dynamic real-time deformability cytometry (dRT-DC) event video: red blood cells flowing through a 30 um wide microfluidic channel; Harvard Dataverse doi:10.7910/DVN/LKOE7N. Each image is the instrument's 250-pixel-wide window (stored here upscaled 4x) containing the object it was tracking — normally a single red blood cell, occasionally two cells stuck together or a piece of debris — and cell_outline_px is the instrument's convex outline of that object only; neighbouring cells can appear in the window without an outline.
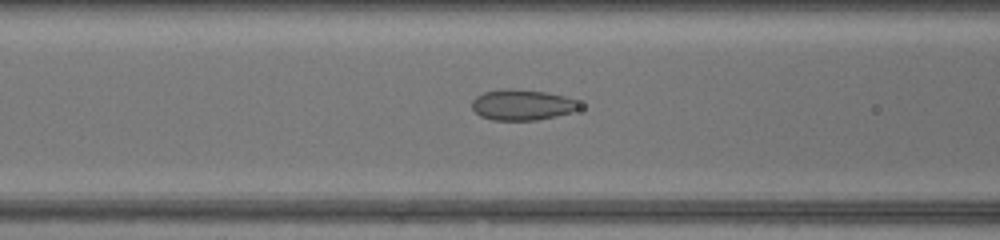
{"species": "common noctule bat (a hibernating species)", "species_latin": "Nyctalus noctula", "temperature_condition": "warm", "stored_images_in_passage": 31, "camera_frame_rate_fps": 3000, "um_per_image_px": 0.085, "animal": {"sex": "female", "body_mass_g": 17.0, "forearm_length_mm": 48.0}, "frame": {"image": 1, "passage_image": 6, "time_ms": 1.667, "image_size_px": [1000, 240], "cell_outline_px": [[580, 108], [572, 112], [556, 116], [536, 120], [492, 120], [480, 116], [472, 108], [472, 100], [476, 96], [484, 92], [508, 88], [544, 92], [564, 96], [576, 100]], "centroid_in_image_um": [44.35, 8.92], "position_along_channel_um": 122.2, "area_um2": 19.07}}
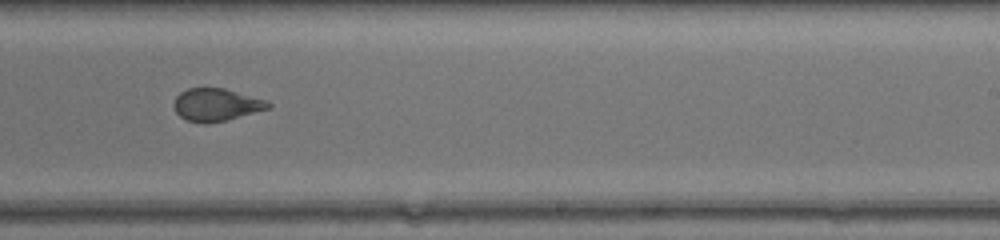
{"frame": {"image": 2, "passage_image": 16, "time_ms": 5.0, "image_size_px": [1000, 240], "cell_outline_px": [[272, 104], [268, 108], [224, 120], [204, 124], [188, 120], [180, 116], [176, 112], [172, 104], [176, 96], [180, 92], [188, 88], [224, 88], [268, 100]], "centroid_in_image_um": [18.35, 8.88], "position_along_channel_um": 270.7, "area_um2": 17.74}}
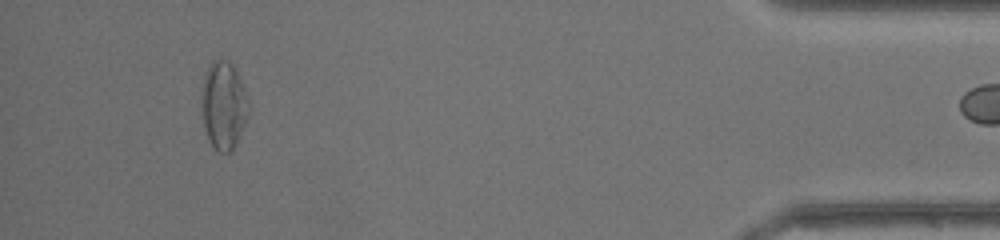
{"frame": {"image": 3, "passage_image": 30, "time_ms": 9.667, "image_size_px": [1000, 240], "cell_outline_px": [[248, 116], [232, 148], [228, 152], [216, 152], [208, 136], [204, 124], [204, 76], [212, 60], [228, 60], [232, 64], [236, 72], [248, 100]], "centroid_in_image_um": [19.03, 8.94], "position_along_channel_um": 416.2, "area_um2": 22.77}}